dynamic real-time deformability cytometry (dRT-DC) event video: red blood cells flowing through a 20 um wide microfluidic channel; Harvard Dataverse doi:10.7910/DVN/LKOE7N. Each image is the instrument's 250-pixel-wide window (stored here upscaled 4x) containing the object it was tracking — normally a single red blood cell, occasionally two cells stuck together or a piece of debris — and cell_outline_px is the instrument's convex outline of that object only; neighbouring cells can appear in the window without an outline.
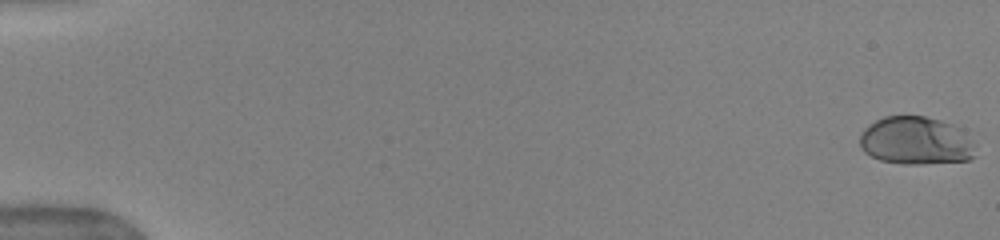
{"species": "human", "species_latin": "Homo sapiens", "temperature_condition": "warm", "stored_images_in_passage": 53, "camera_frame_rate_fps": 3000, "um_per_image_px": 0.085, "donor": {"sex": "female"}, "frame": {"image": 1, "passage_image": 1, "time_ms": 0.0, "image_size_px": [1000, 240], "cell_outline_px": [[976, 156], [968, 160], [916, 164], [904, 164], [880, 160], [864, 152], [860, 148], [860, 132], [868, 124], [884, 116], [924, 116], [940, 120], [952, 124], [976, 144]], "centroid_in_image_um": [77.83, 11.97], "position_along_channel_um": 7.2, "area_um2": 32.43}}
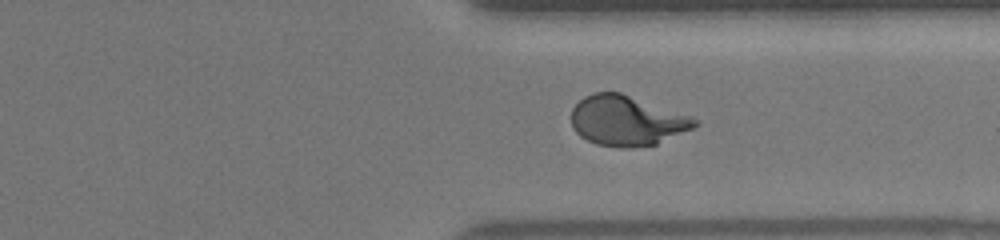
{"frame": {"image": 2, "passage_image": 41, "time_ms": 13.333, "image_size_px": [1000, 240], "cell_outline_px": [[700, 124], [692, 128], [656, 144], [628, 148], [620, 148], [596, 144], [580, 136], [572, 128], [572, 108], [584, 96], [592, 92], [620, 92], [692, 116], [700, 120]], "centroid_in_image_um": [53.28, 10.25], "position_along_channel_um": 358.1, "area_um2": 36.07}}
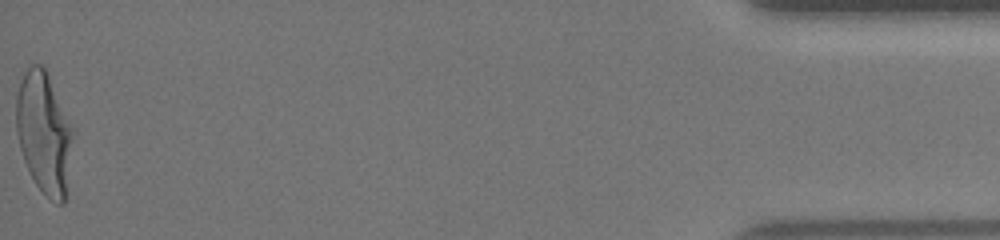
{"frame": {"image": 3, "passage_image": 53, "time_ms": 17.333, "image_size_px": [1000, 240], "cell_outline_px": [[72, 132], [64, 204], [56, 204], [36, 184], [24, 160], [20, 148], [16, 128], [16, 96], [24, 72], [32, 64], [40, 64], [44, 68], [48, 76], [72, 128]], "centroid_in_image_um": [3.7, 11.28], "position_along_channel_um": 431.5, "area_um2": 38.73}, "authors_computed_cell_mechanics": {"area_um2": 35.0268, "velocity_mm_per_s": 3.9481, "shape_relaxation_time_tau1_ms": 3.728, "shape_relaxation_time_tau2_ms": null, "deformation_change_tau1": 0.2015, "deformation_change_tau2": null}}